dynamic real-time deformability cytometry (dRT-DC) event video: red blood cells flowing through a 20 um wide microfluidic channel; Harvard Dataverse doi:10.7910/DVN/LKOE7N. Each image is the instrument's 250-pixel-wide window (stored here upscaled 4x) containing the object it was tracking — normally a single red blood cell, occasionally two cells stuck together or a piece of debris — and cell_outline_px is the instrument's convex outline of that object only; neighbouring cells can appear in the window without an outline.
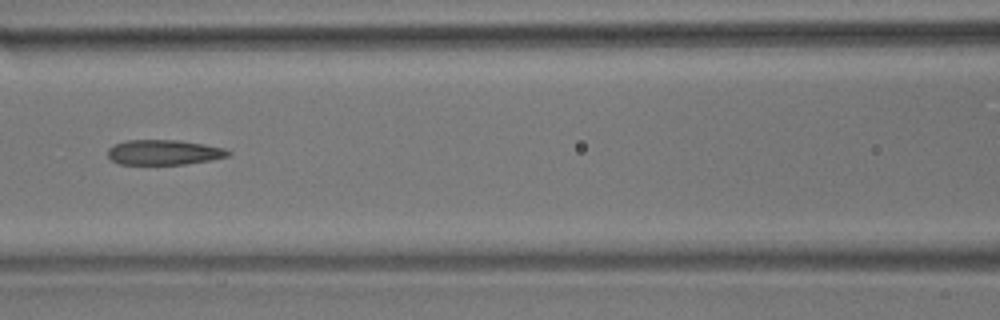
{"species": "common noctule bat (a hibernating species)", "species_latin": "Nyctalus noctula", "temperature_condition": "room temperature", "stored_images_in_passage": 12, "camera_frame_rate_fps": 3000, "um_per_image_px": 0.085, "animal": {"sex": "male", "body_mass_g": 17.9}, "frame": {"image": 1, "passage_image": 6, "time_ms": 1.667, "image_size_px": [1000, 320], "cell_outline_px": [[232, 152], [228, 156], [212, 160], [184, 164], [120, 164], [112, 160], [108, 156], [108, 148], [112, 144], [124, 140], [180, 140], [204, 144], [224, 148]], "centroid_in_image_um": [13.92, 12.94], "position_along_channel_um": 152.7, "area_um2": 17.69}}
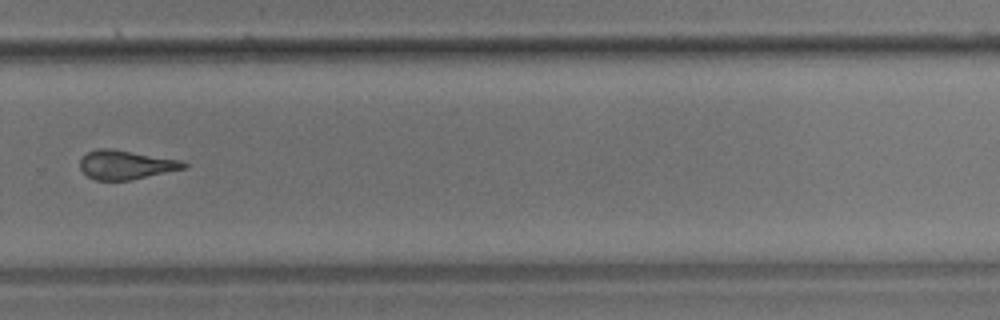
{"frame": {"image": 2, "passage_image": 10, "time_ms": 3.0, "image_size_px": [1000, 320], "cell_outline_px": [[188, 168], [132, 180], [96, 180], [88, 176], [80, 168], [80, 160], [88, 152], [96, 148], [112, 148], [180, 160], [188, 164]], "centroid_in_image_um": [10.72, 14.01], "position_along_channel_um": 319.1, "area_um2": 17.63}}
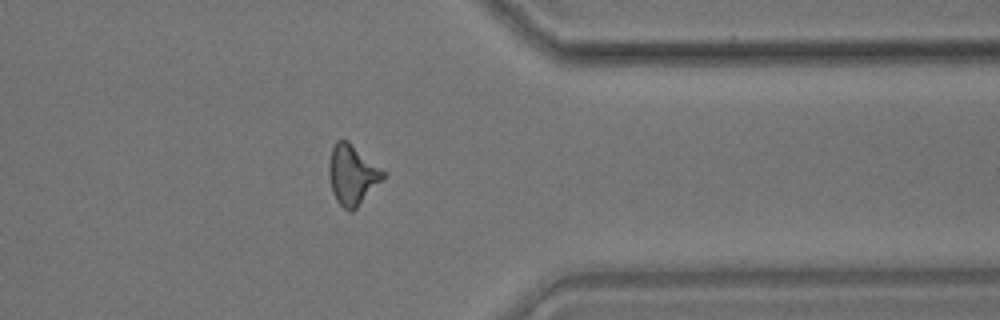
{"frame": {"image": 3, "passage_image": 12, "time_ms": 3.667, "image_size_px": [1000, 320], "cell_outline_px": [[388, 176], [352, 212], [348, 212], [336, 200], [332, 192], [328, 172], [328, 164], [332, 148], [336, 140], [348, 140], [388, 172]], "centroid_in_image_um": [29.99, 14.85], "position_along_channel_um": 381.4, "area_um2": 19.48}}